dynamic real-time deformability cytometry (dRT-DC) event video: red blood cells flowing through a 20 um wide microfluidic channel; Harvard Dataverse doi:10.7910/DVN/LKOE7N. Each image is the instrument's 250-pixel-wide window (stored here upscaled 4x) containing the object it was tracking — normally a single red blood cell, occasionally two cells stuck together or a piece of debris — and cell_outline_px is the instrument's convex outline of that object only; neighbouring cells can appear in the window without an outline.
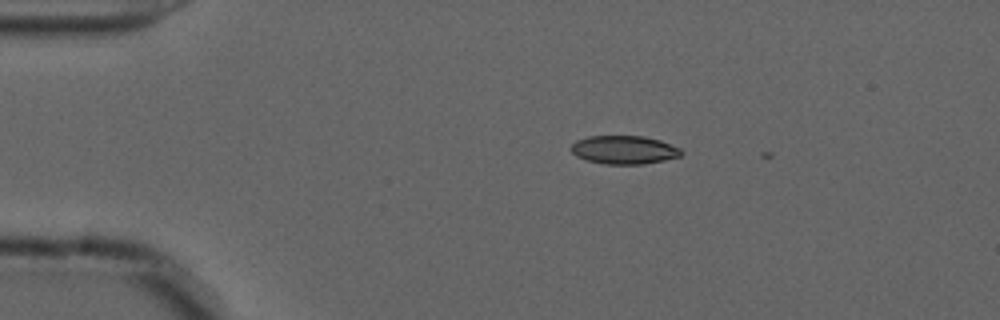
{"species": "common noctule bat (a hibernating species)", "species_latin": "Nyctalus noctula", "temperature_condition": "cold", "stored_images_in_passage": 4, "camera_frame_rate_fps": 3000, "um_per_image_px": 0.085, "animal": {"sex": "male", "forearm_length_mm": 52.5}, "frame": {"image": 1, "passage_image": 2, "time_ms": 0.333, "image_size_px": [1000, 320], "cell_outline_px": [[684, 152], [680, 156], [664, 160], [644, 164], [604, 164], [584, 160], [576, 156], [568, 148], [576, 140], [588, 136], [644, 136], [660, 140], [680, 148]], "centroid_in_image_um": [53.01, 12.74], "position_along_channel_um": 32.0, "area_um2": 18.44}}